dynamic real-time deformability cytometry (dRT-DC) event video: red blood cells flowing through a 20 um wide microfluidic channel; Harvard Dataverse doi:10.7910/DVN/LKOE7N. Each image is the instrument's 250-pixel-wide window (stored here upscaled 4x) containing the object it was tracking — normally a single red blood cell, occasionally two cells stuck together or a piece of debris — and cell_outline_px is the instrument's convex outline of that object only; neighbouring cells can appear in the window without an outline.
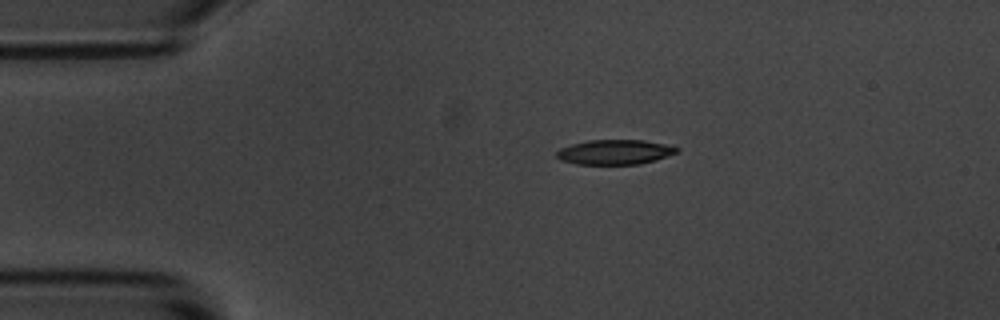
{"species": "common noctule bat (a hibernating species)", "species_latin": "Nyctalus noctula", "temperature_condition": "room temperature", "stored_images_in_passage": 2, "camera_frame_rate_fps": 3000, "um_per_image_px": 0.085, "animal": {"sex": "male", "body_mass_g": 20.1, "forearm_length_mm": 53.5}, "frame": {"image": 1, "passage_image": 1, "time_ms": 0.0, "image_size_px": [1000, 320], "cell_outline_px": [[680, 152], [656, 160], [640, 164], [576, 164], [560, 160], [556, 156], [556, 152], [560, 148], [572, 144], [588, 140], [644, 140], [664, 144], [680, 148]], "centroid_in_image_um": [52.28, 12.93], "position_along_channel_um": 32.7, "area_um2": 17.46}}